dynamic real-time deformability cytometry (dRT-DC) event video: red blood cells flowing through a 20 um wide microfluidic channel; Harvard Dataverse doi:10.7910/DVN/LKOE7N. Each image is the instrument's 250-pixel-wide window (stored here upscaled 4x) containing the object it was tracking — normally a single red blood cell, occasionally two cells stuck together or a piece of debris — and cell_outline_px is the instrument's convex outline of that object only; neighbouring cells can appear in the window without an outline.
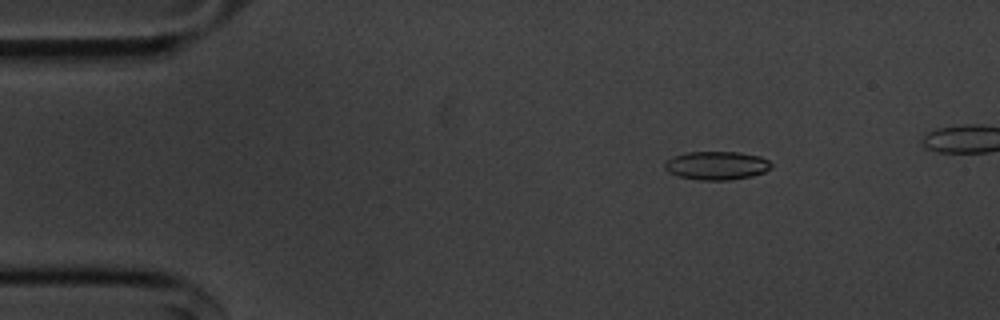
{"species": "common noctule bat (a hibernating species)", "species_latin": "Nyctalus noctula", "temperature_condition": "cold", "stored_images_in_passage": 51, "camera_frame_rate_fps": 3000, "um_per_image_px": 0.085, "animal": {"sex": "male", "body_mass_g": 20.1, "forearm_length_mm": 53.5}, "frame": {"image": 1, "passage_image": 8, "time_ms": 2.333, "image_size_px": [1000, 320], "cell_outline_px": [[772, 164], [764, 172], [752, 176], [728, 180], [700, 180], [680, 176], [668, 172], [664, 168], [664, 164], [672, 156], [688, 152], [736, 152], [760, 156], [768, 160]], "centroid_in_image_um": [60.89, 14.07], "position_along_channel_um": 24.1, "area_um2": 17.51}}
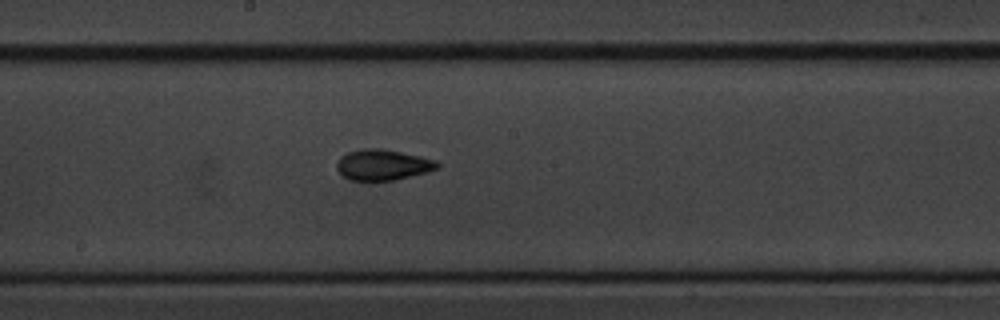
{"frame": {"image": 2, "passage_image": 29, "time_ms": 9.333, "image_size_px": [1000, 320], "cell_outline_px": [[440, 168], [428, 172], [392, 180], [348, 180], [336, 168], [336, 164], [340, 156], [348, 152], [364, 148], [380, 148], [420, 156], [436, 160], [440, 164]], "centroid_in_image_um": [32.54, 14.0], "position_along_channel_um": 215.7, "area_um2": 17.98}}
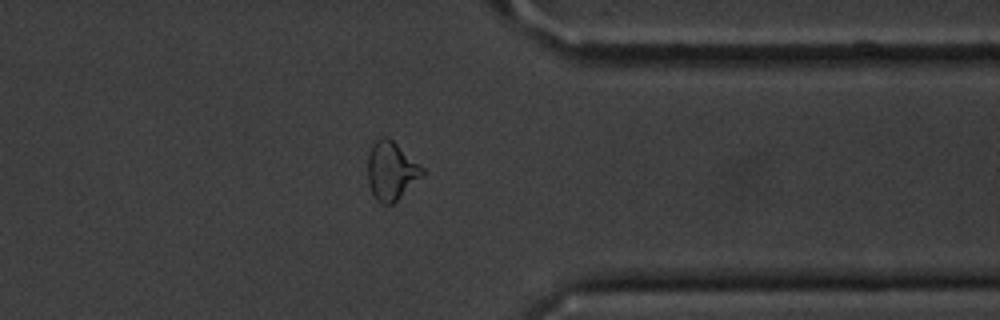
{"frame": {"image": 3, "passage_image": 43, "time_ms": 14.0, "image_size_px": [1000, 320], "cell_outline_px": [[424, 176], [392, 204], [380, 204], [376, 200], [368, 184], [368, 156], [372, 144], [376, 140], [384, 136], [388, 136], [420, 164], [424, 168]], "centroid_in_image_um": [33.27, 14.52], "position_along_channel_um": 378.1, "area_um2": 18.73}, "authors_computed_cell_mechanics": {"area_um2": 17.5712, "velocity_mm_per_s": 3.6364, "shape_relaxation_time_tau1_ms": 6.0911, "shape_relaxation_time_tau2_ms": 3.6855, "deformation_change_tau1": 0.1286, "deformation_change_tau2": 0.0882}}